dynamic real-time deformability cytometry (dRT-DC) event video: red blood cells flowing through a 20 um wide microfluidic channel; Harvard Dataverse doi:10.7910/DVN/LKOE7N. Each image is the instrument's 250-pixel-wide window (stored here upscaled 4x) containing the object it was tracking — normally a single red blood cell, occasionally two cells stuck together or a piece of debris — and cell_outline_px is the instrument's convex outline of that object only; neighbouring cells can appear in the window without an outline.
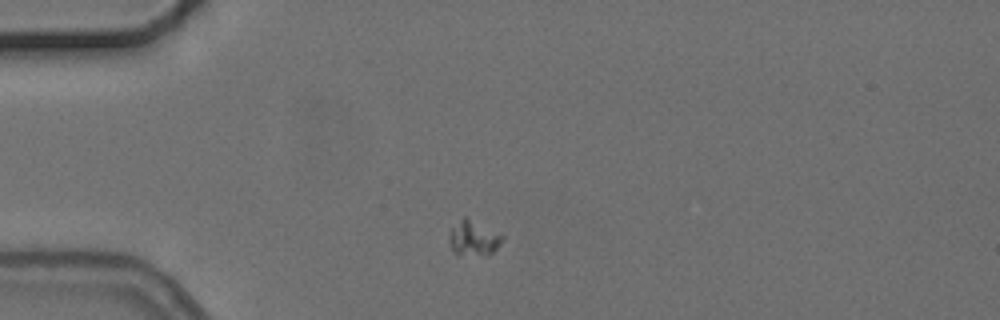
{"species": "common noctule bat (a hibernating species)", "species_latin": "Nyctalus noctula", "temperature_condition": "cold", "stored_images_in_passage": 2, "camera_frame_rate_fps": 3000, "um_per_image_px": 0.085, "animal": {"sex": "female", "body_mass_g": 24.6, "forearm_length_mm": 56.2}, "frame": {"image": 1, "passage_image": 1, "time_ms": 0.0, "image_size_px": [1000, 320], "cell_outline_px": [[504, 236], [500, 244], [488, 256], [484, 256], [456, 252], [452, 248], [448, 240], [452, 228], [464, 216]], "centroid_in_image_um": [40.27, 20.25], "position_along_channel_um": 44.7, "area_um2": 10.35}}